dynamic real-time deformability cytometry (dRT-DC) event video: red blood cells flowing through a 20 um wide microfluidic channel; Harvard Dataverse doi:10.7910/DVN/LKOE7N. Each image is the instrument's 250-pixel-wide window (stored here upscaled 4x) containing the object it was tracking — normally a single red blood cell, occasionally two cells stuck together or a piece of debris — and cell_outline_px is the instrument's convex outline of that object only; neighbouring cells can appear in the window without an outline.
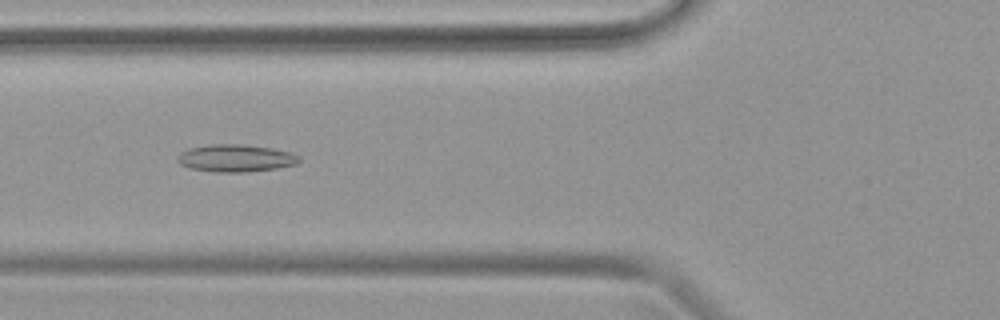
{"species": "common noctule bat (a hibernating species)", "species_latin": "Nyctalus noctula", "temperature_condition": "warm", "stored_images_in_passage": 47, "camera_frame_rate_fps": 3000, "um_per_image_px": 0.085, "animal": {"sex": "female", "body_mass_g": 19.9}, "frame": {"image": 1, "passage_image": 18, "time_ms": 5.667, "image_size_px": [1000, 320], "cell_outline_px": [[300, 160], [296, 164], [276, 168], [248, 172], [212, 172], [188, 168], [180, 164], [176, 160], [176, 156], [180, 152], [188, 148], [212, 144], [244, 144], [272, 148], [288, 152], [300, 156]], "centroid_in_image_um": [19.98, 13.44], "position_along_channel_um": 105.8, "area_um2": 19.59}}
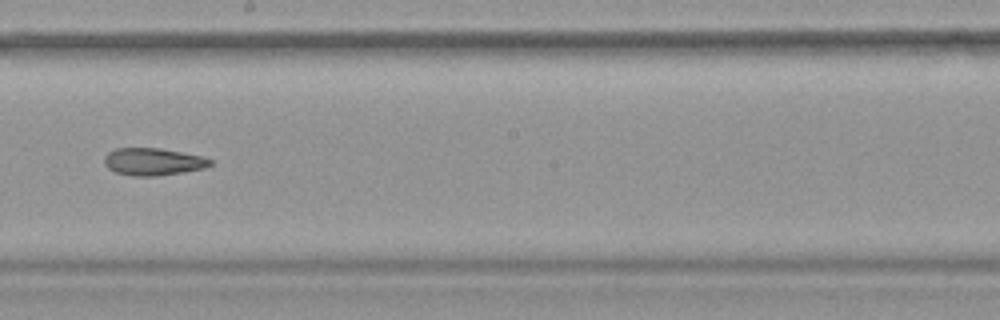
{"frame": {"image": 2, "passage_image": 27, "time_ms": 8.667, "image_size_px": [1000, 320], "cell_outline_px": [[212, 164], [204, 168], [184, 172], [156, 176], [132, 176], [116, 172], [108, 168], [104, 164], [104, 156], [108, 152], [116, 148], [160, 148], [204, 156], [212, 160]], "centroid_in_image_um": [13.02, 13.74], "position_along_channel_um": 235.2, "area_um2": 16.99}}
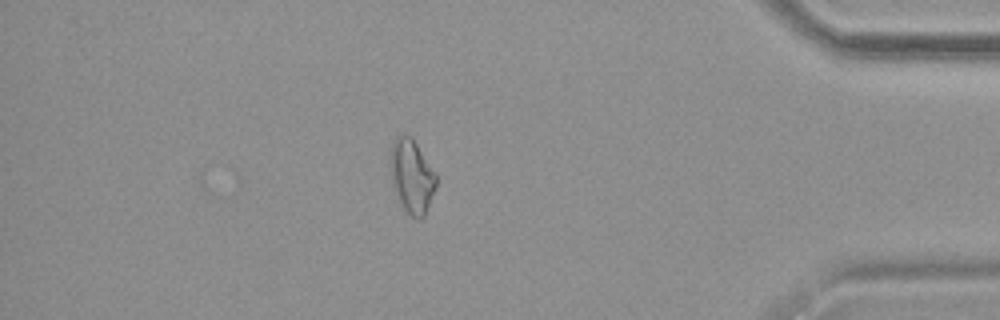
{"frame": {"image": 3, "passage_image": 41, "time_ms": 13.333, "image_size_px": [1000, 320], "cell_outline_px": [[436, 184], [424, 216], [420, 220], [412, 216], [404, 208], [392, 184], [388, 160], [388, 156], [392, 144], [396, 136], [400, 132], [404, 132], [412, 136], [436, 172]], "centroid_in_image_um": [34.97, 14.87], "position_along_channel_um": 400.2, "area_um2": 19.94}}